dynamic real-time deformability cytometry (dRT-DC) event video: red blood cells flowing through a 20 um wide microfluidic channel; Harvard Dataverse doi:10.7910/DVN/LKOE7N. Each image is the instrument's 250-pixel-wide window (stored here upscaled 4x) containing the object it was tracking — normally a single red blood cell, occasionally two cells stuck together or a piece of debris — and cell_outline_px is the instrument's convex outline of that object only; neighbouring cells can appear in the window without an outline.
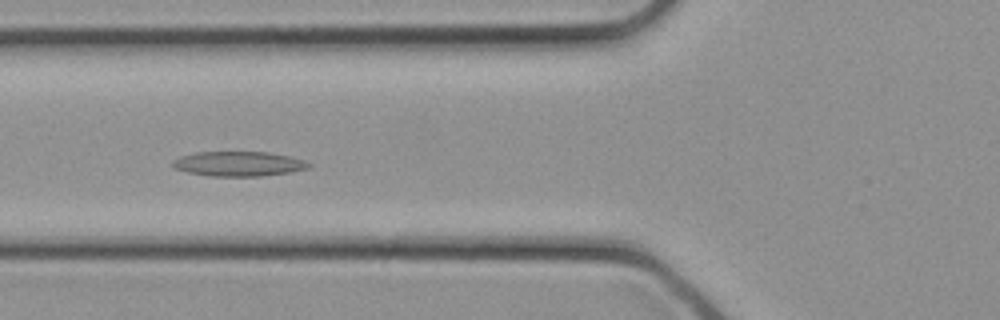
{"species": "common noctule bat (a hibernating species)", "species_latin": "Nyctalus noctula", "temperature_condition": "cold", "stored_images_in_passage": 26, "camera_frame_rate_fps": 3000, "um_per_image_px": 0.085, "animal": {"sex": "female", "body_mass_g": 21.9}, "frame": {"image": 1, "passage_image": 6, "time_ms": 1.667, "image_size_px": [1000, 320], "cell_outline_px": [[312, 164], [308, 168], [288, 172], [260, 176], [208, 176], [188, 172], [172, 168], [172, 160], [180, 156], [196, 152], [268, 152], [292, 156], [304, 160]], "centroid_in_image_um": [20.26, 13.92], "position_along_channel_um": 105.5, "area_um2": 19.71}}
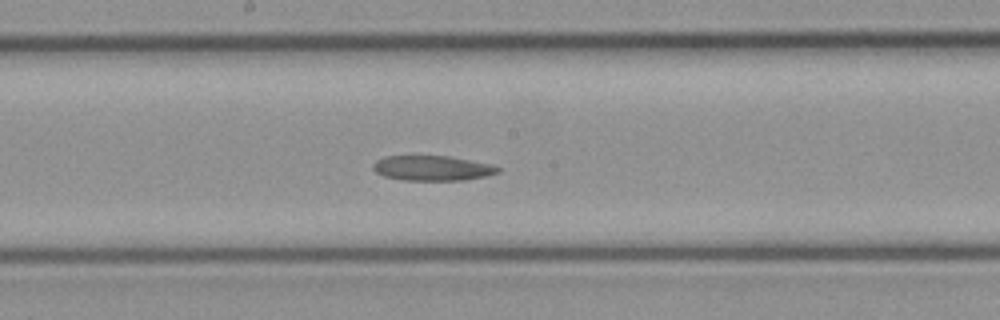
{"frame": {"image": 2, "passage_image": 11, "time_ms": 3.333, "image_size_px": [1000, 320], "cell_outline_px": [[500, 172], [484, 176], [464, 180], [400, 180], [384, 176], [376, 172], [372, 168], [372, 164], [376, 160], [384, 156], [448, 156], [492, 164], [500, 168]], "centroid_in_image_um": [36.72, 14.29], "position_along_channel_um": 211.5, "area_um2": 18.21}}
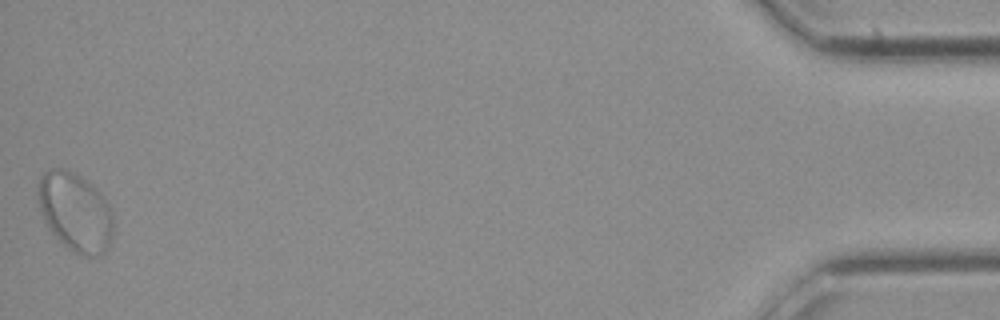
{"frame": {"image": 3, "passage_image": 26, "time_ms": 8.333, "image_size_px": [1000, 320], "cell_outline_px": [[112, 236], [108, 248], [100, 256], [80, 256], [68, 248], [48, 228], [44, 220], [40, 208], [36, 192], [36, 184], [44, 172], [48, 168], [68, 168], [76, 172], [100, 192], [104, 196], [108, 204], [112, 216]], "centroid_in_image_um": [6.38, 17.99], "position_along_channel_um": 428.8, "area_um2": 34.91}}